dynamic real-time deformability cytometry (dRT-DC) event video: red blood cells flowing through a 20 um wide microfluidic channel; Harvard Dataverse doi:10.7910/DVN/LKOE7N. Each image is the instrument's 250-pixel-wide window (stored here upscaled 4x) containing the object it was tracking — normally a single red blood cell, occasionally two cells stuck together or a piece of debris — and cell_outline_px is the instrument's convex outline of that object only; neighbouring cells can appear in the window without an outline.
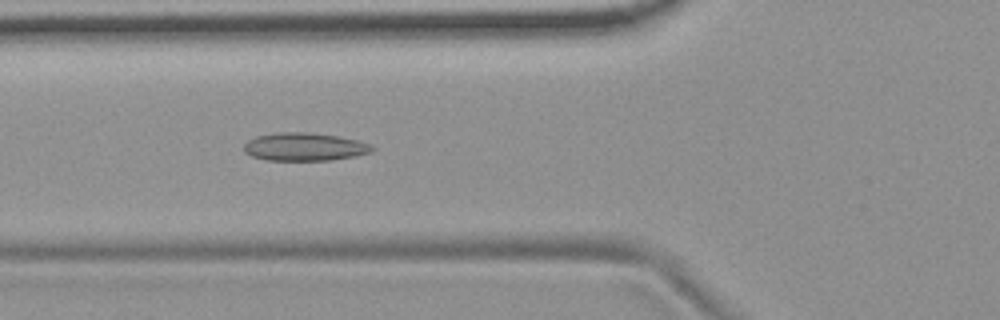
{"species": "common noctule bat (a hibernating species)", "species_latin": "Nyctalus noctula", "temperature_condition": "room temperature", "stored_images_in_passage": 53, "camera_frame_rate_fps": 3000, "um_per_image_px": 0.085, "animal": {"sex": "female", "body_mass_g": 19.9}, "frame": {"image": 1, "passage_image": 19, "time_ms": 6.0, "image_size_px": [1000, 320], "cell_outline_px": [[376, 148], [372, 152], [356, 156], [332, 160], [264, 160], [252, 156], [244, 152], [244, 144], [248, 140], [256, 136], [276, 132], [308, 132], [340, 136], [372, 144]], "centroid_in_image_um": [25.9, 12.47], "position_along_channel_um": 99.9, "area_um2": 21.21}}
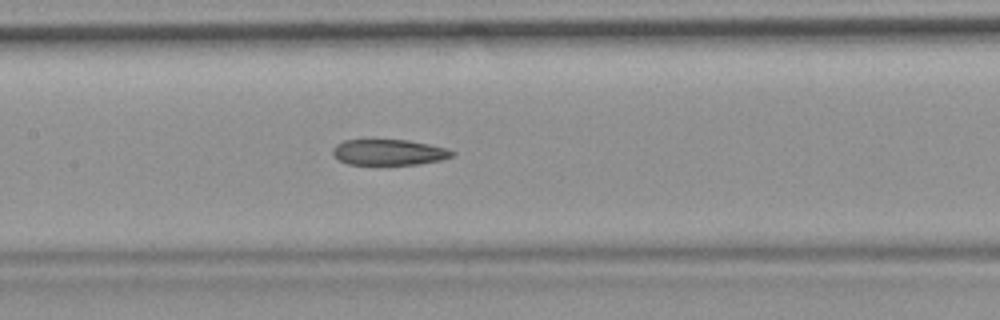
{"frame": {"image": 2, "passage_image": 25, "time_ms": 8.0, "image_size_px": [1000, 320], "cell_outline_px": [[456, 152], [452, 156], [440, 160], [420, 164], [348, 164], [340, 160], [332, 152], [332, 148], [336, 144], [344, 140], [408, 140], [448, 148]], "centroid_in_image_um": [33.07, 12.93], "position_along_channel_um": 174.3, "area_um2": 17.8}}
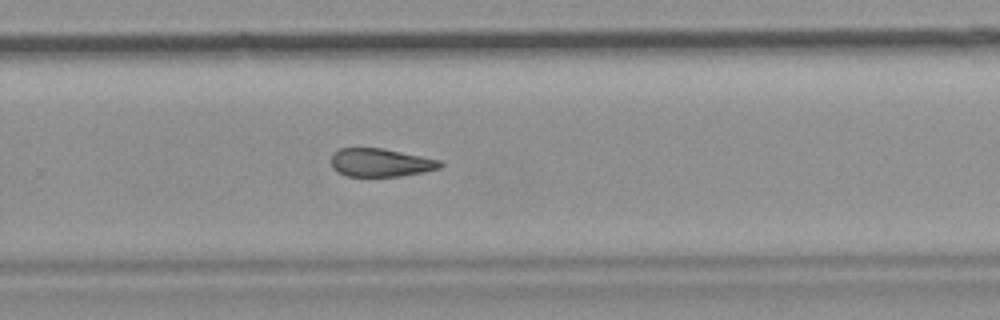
{"frame": {"image": 3, "passage_image": 35, "time_ms": 11.333, "image_size_px": [1000, 320], "cell_outline_px": [[444, 164], [440, 168], [424, 172], [400, 176], [348, 176], [332, 168], [332, 152], [340, 148], [384, 148], [440, 160]], "centroid_in_image_um": [32.36, 13.81], "position_along_channel_um": 297.4, "area_um2": 17.92}, "authors_computed_cell_mechanics": {"area_um2": 19.8254, "velocity_mm_per_s": 3.7186, "shape_relaxation_time_tau1_ms": null, "shape_relaxation_time_tau2_ms": 6.4309, "deformation_change_tau1": null, "deformation_change_tau2": 0.1363}}